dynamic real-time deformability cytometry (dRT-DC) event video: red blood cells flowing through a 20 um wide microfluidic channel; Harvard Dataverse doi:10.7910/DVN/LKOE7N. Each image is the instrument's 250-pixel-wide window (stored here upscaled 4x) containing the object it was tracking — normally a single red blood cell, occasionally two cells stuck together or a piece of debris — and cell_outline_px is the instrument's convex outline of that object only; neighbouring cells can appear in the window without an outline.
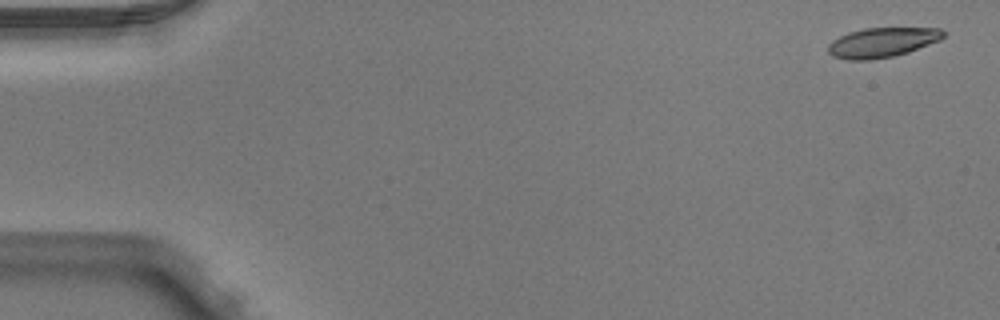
{"species": "Egyptian fruit bat (a non-hibernating species)", "species_latin": "Rousettus aegyptiacus", "temperature_condition": "warm", "stored_images_in_passage": 4, "camera_frame_rate_fps": 3000, "um_per_image_px": 0.085, "animal": {"sex": "male"}, "frame": {"image": 1, "passage_image": 1, "time_ms": 0.0, "image_size_px": [1000, 320], "cell_outline_px": [[948, 32], [940, 40], [908, 52], [892, 56], [868, 60], [848, 60], [832, 56], [828, 52], [828, 44], [832, 40], [848, 32], [864, 28], [940, 28]], "centroid_in_image_um": [74.98, 3.6], "position_along_channel_um": 10.0, "area_um2": 20.0}}
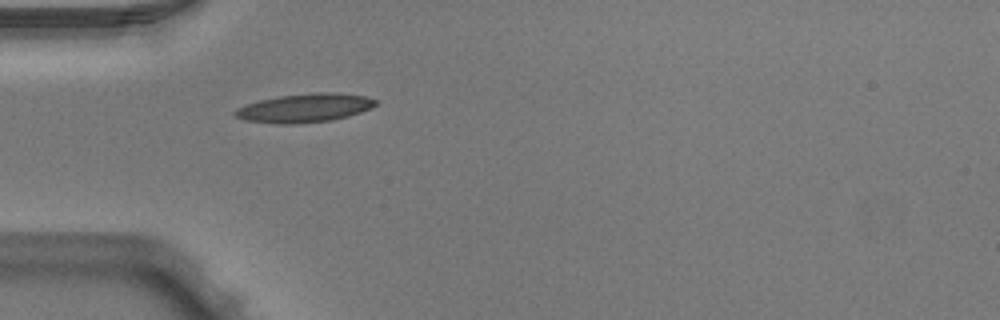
{"frame": {"image": 2, "passage_image": 4, "time_ms": 1.0, "image_size_px": [1000, 320], "cell_outline_px": [[376, 104], [360, 112], [348, 116], [332, 120], [292, 124], [280, 124], [244, 120], [236, 116], [232, 112], [236, 108], [260, 100], [280, 96], [316, 92], [332, 92], [364, 96], [376, 100]], "centroid_in_image_um": [25.86, 9.18], "position_along_channel_um": 59.1, "area_um2": 23.18}}